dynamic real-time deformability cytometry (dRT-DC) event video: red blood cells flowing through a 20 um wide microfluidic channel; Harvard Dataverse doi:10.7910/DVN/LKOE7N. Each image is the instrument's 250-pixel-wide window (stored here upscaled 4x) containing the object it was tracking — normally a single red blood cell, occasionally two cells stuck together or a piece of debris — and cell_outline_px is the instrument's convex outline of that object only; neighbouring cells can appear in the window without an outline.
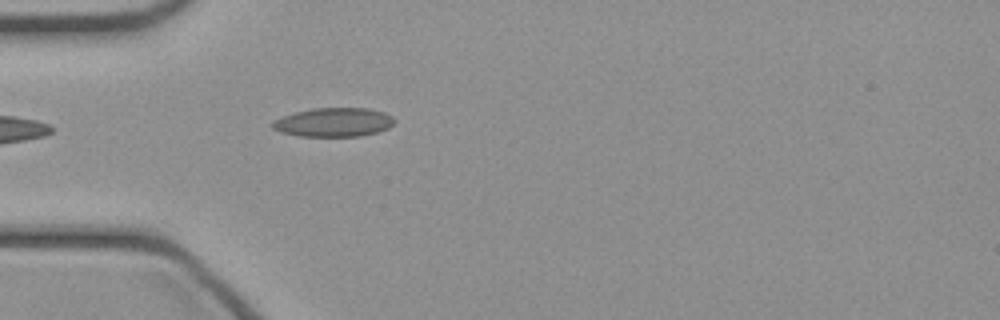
{"species": "common noctule bat (a hibernating species)", "species_latin": "Nyctalus noctula", "temperature_condition": "cold", "stored_images_in_passage": 22, "camera_frame_rate_fps": 3000, "um_per_image_px": 0.085, "animal": {"sex": "female", "body_mass_g": 21.9}, "frame": {"image": 1, "passage_image": 1, "time_ms": 0.0, "image_size_px": [1000, 320], "cell_outline_px": [[396, 120], [388, 128], [376, 132], [360, 136], [300, 136], [280, 132], [272, 128], [272, 120], [296, 112], [312, 108], [368, 108], [384, 112], [392, 116]], "centroid_in_image_um": [28.36, 10.39], "position_along_channel_um": 56.6, "area_um2": 20.52}}
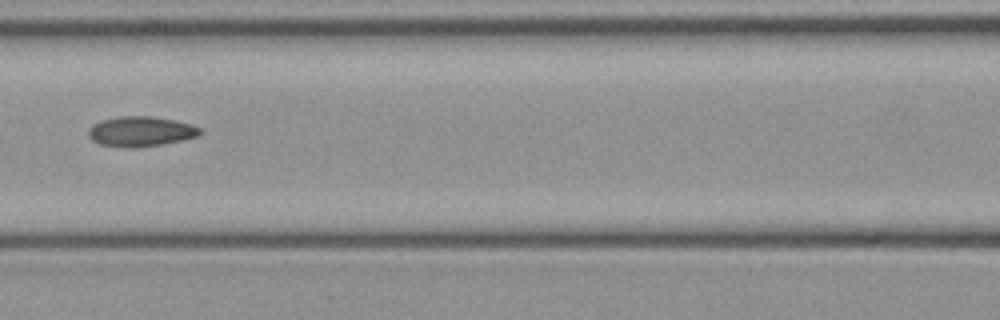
{"frame": {"image": 2, "passage_image": 8, "time_ms": 2.333, "image_size_px": [1000, 320], "cell_outline_px": [[204, 132], [196, 136], [180, 140], [160, 144], [132, 148], [124, 148], [100, 144], [92, 140], [88, 136], [88, 128], [92, 124], [100, 120], [120, 116], [152, 116], [176, 120], [192, 124], [200, 128]], "centroid_in_image_um": [11.93, 11.16], "position_along_channel_um": 154.7, "area_um2": 19.65}}
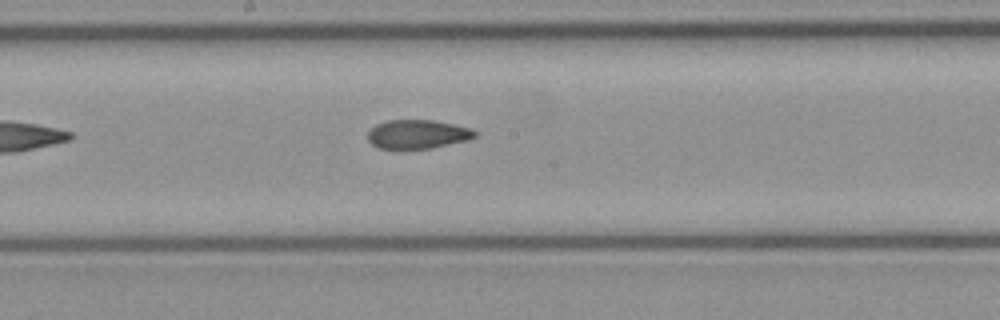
{"frame": {"image": 3, "passage_image": 12, "time_ms": 3.667, "image_size_px": [1000, 320], "cell_outline_px": [[476, 136], [468, 140], [432, 148], [380, 148], [372, 144], [368, 140], [368, 132], [376, 124], [388, 120], [432, 120], [452, 124], [468, 128], [476, 132]], "centroid_in_image_um": [35.48, 11.4], "position_along_channel_um": 212.7, "area_um2": 17.74}}